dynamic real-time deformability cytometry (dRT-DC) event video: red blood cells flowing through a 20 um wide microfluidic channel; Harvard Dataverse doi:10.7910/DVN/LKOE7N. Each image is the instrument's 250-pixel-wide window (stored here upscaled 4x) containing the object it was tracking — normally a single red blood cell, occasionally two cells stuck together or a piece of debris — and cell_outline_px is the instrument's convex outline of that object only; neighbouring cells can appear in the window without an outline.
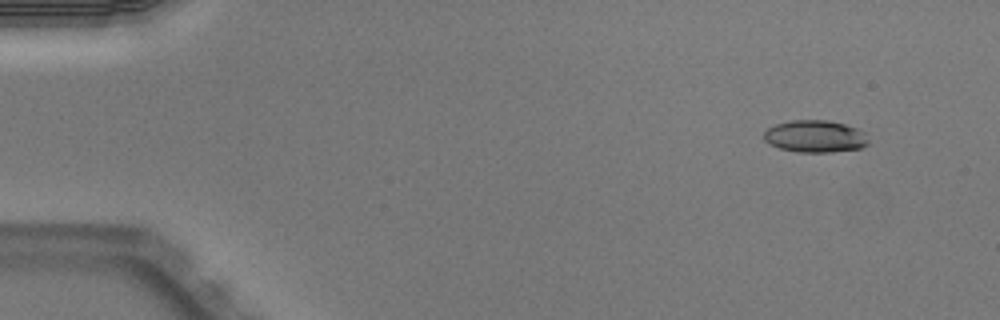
{"species": "Egyptian fruit bat (a non-hibernating species)", "species_latin": "Rousettus aegyptiacus", "temperature_condition": "warm", "stored_images_in_passage": 47, "camera_frame_rate_fps": 3000, "um_per_image_px": 0.085, "animal": {"sex": "male"}, "frame": {"image": 1, "passage_image": 1, "time_ms": 0.0, "image_size_px": [1000, 320], "cell_outline_px": [[868, 144], [860, 148], [832, 152], [796, 152], [780, 148], [768, 144], [764, 140], [764, 132], [768, 128], [776, 124], [792, 120], [828, 120], [844, 124], [856, 128], [864, 132], [868, 140]], "centroid_in_image_um": [69.27, 11.59], "position_along_channel_um": 15.7, "area_um2": 19.59}}
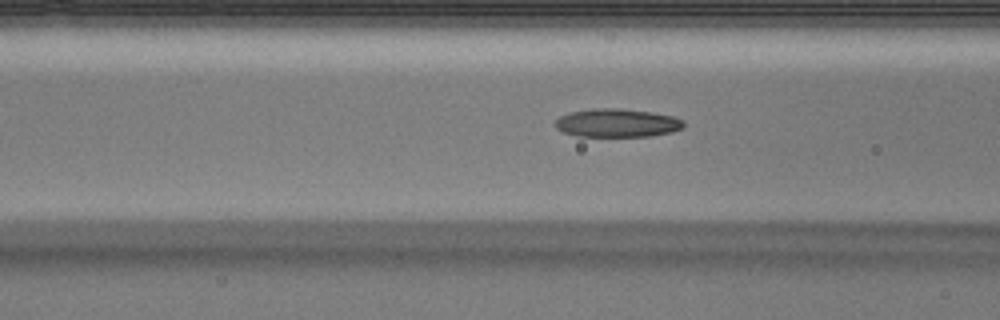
{"frame": {"image": 2, "passage_image": 17, "time_ms": 5.333, "image_size_px": [1000, 320], "cell_outline_px": [[684, 128], [672, 132], [652, 136], [576, 136], [564, 132], [556, 128], [552, 124], [560, 116], [568, 112], [592, 108], [620, 108], [652, 112], [672, 116], [684, 120]], "centroid_in_image_um": [52.44, 10.44], "position_along_channel_um": 114.2, "area_um2": 21.5}}
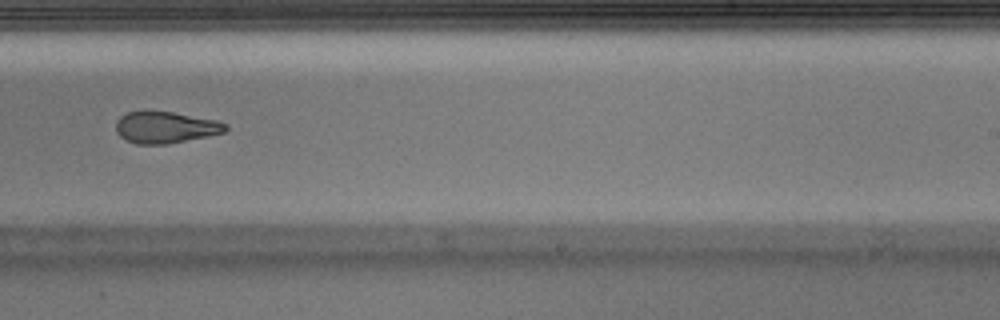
{"frame": {"image": 3, "passage_image": 29, "time_ms": 9.333, "image_size_px": [1000, 320], "cell_outline_px": [[228, 128], [224, 132], [208, 136], [168, 144], [136, 144], [120, 136], [116, 132], [116, 120], [120, 116], [128, 112], [172, 112], [216, 120], [228, 124]], "centroid_in_image_um": [14.07, 10.83], "position_along_channel_um": 274.9, "area_um2": 20.0}, "authors_computed_cell_mechanics": {"area_um2": 20.9814, "velocity_mm_per_s": 4.0105, "shape_relaxation_time_tau1_ms": 4.065, "shape_relaxation_time_tau2_ms": 2.5189, "deformation_change_tau1": 0.1687, "deformation_change_tau2": 0.1133}}